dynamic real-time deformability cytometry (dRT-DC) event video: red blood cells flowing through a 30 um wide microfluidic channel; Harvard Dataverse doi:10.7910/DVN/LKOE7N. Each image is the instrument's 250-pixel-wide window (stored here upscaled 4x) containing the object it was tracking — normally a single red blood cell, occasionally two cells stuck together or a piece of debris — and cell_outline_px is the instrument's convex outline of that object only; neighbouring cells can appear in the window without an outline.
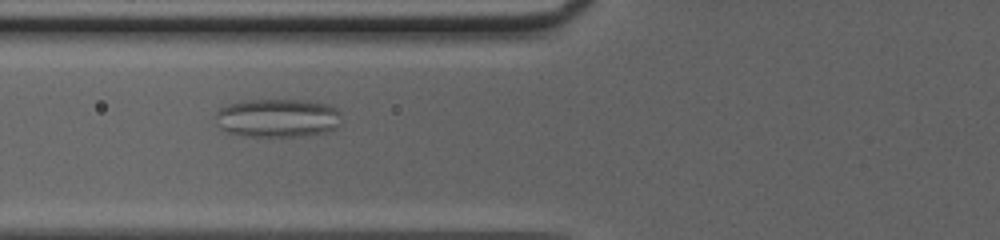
{"species": "common noctule bat (a hibernating species)", "species_latin": "Nyctalus noctula", "temperature_condition": "cold", "stored_images_in_passage": 49, "camera_frame_rate_fps": 3000, "um_per_image_px": 0.085, "animal": {"sex": "female", "body_mass_g": 20.0, "forearm_length_mm": 54.0}, "frame": {"image": 1, "passage_image": 18, "time_ms": 5.667, "image_size_px": [1000, 240], "cell_outline_px": [[340, 112], [336, 128], [324, 132], [300, 136], [244, 136], [228, 132], [220, 128], [216, 116], [216, 112], [220, 108], [228, 104], [244, 100], [308, 100], [328, 104], [336, 108]], "centroid_in_image_um": [23.58, 10.02], "position_along_channel_um": 102.2, "area_um2": 28.15}}
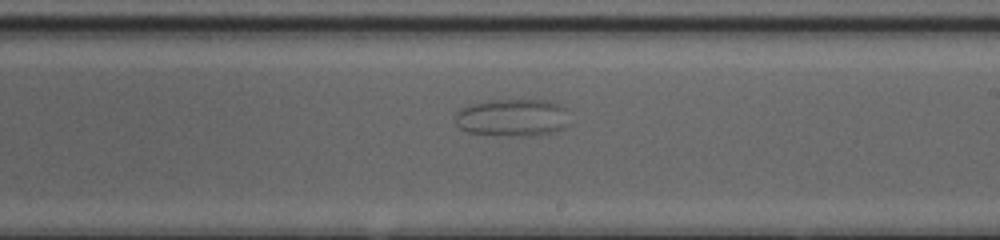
{"frame": {"image": 2, "passage_image": 29, "time_ms": 9.333, "image_size_px": [1000, 240], "cell_outline_px": [[568, 124], [552, 132], [532, 136], [468, 132], [460, 128], [456, 124], [456, 112], [472, 104], [492, 100], [548, 100], [560, 104], [564, 108]], "centroid_in_image_um": [43.56, 9.98], "position_along_channel_um": 245.4, "area_um2": 24.33}}
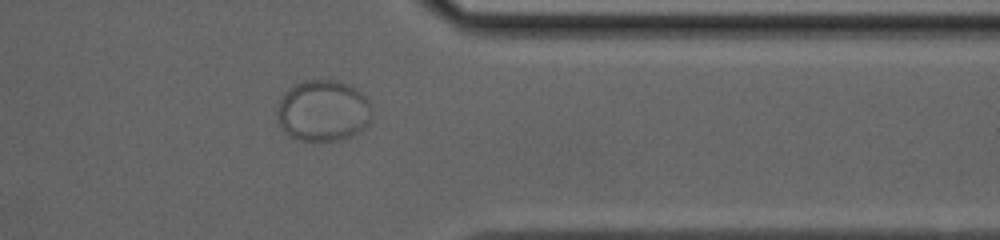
{"frame": {"image": 3, "passage_image": 40, "time_ms": 13.0, "image_size_px": [1000, 240], "cell_outline_px": [[372, 112], [368, 124], [364, 128], [340, 140], [296, 140], [288, 136], [280, 124], [276, 112], [280, 100], [296, 84], [304, 80], [332, 80], [348, 84], [356, 88], [372, 104]], "centroid_in_image_um": [27.48, 9.42], "position_along_channel_um": 383.9, "area_um2": 33.52}}